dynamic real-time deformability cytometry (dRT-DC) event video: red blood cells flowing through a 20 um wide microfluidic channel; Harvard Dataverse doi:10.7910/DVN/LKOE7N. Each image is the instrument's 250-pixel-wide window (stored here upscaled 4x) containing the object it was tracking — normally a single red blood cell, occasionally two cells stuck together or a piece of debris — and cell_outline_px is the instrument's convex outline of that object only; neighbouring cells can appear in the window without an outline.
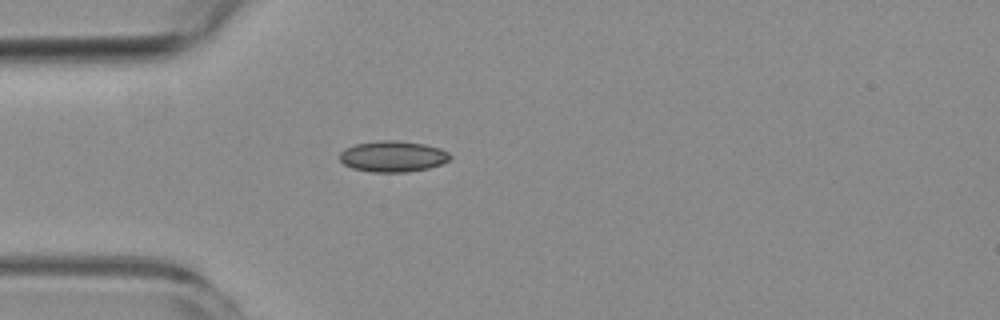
{"species": "common noctule bat (a hibernating species)", "species_latin": "Nyctalus noctula", "temperature_condition": "room temperature", "stored_images_in_passage": 1, "camera_frame_rate_fps": 3000, "um_per_image_px": 0.085, "animal": {"sex": "female", "body_mass_g": 19.3, "forearm_length_mm": 54.1}, "frame": {"image": 1, "passage_image": 1, "time_ms": 0.0, "image_size_px": [1000, 320], "cell_outline_px": [[452, 156], [448, 160], [440, 164], [428, 168], [408, 172], [372, 172], [352, 168], [344, 164], [340, 160], [340, 152], [344, 148], [356, 144], [380, 140], [400, 140], [424, 144], [440, 148], [448, 152]], "centroid_in_image_um": [33.38, 13.29], "position_along_channel_um": 51.6, "area_um2": 20.0}}